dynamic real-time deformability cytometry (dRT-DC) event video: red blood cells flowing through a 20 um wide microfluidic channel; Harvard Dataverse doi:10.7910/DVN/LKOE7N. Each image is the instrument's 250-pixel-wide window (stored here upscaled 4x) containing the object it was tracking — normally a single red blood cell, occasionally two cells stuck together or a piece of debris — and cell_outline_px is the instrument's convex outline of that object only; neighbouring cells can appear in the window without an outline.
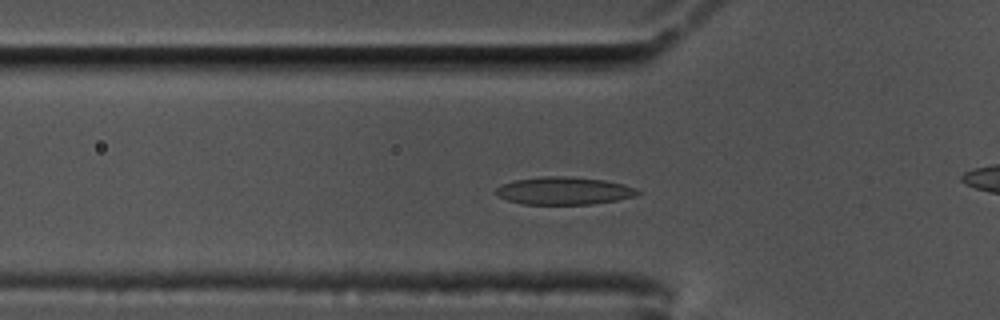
{"species": "common noctule bat (a hibernating species)", "species_latin": "Nyctalus noctula", "temperature_condition": "cold", "stored_images_in_passage": 57, "camera_frame_rate_fps": 3000, "um_per_image_px": 0.085, "animal": {"sex": "male", "body_mass_g": 17.5, "forearm_length_mm": 52.3}, "frame": {"image": 1, "passage_image": 17, "time_ms": 5.333, "image_size_px": [1000, 320], "cell_outline_px": [[640, 192], [636, 196], [616, 200], [592, 204], [520, 204], [508, 200], [492, 192], [500, 184], [516, 180], [544, 176], [560, 176], [604, 180], [624, 184], [636, 188]], "centroid_in_image_um": [47.91, 16.22], "position_along_channel_um": 77.9, "area_um2": 22.77}}
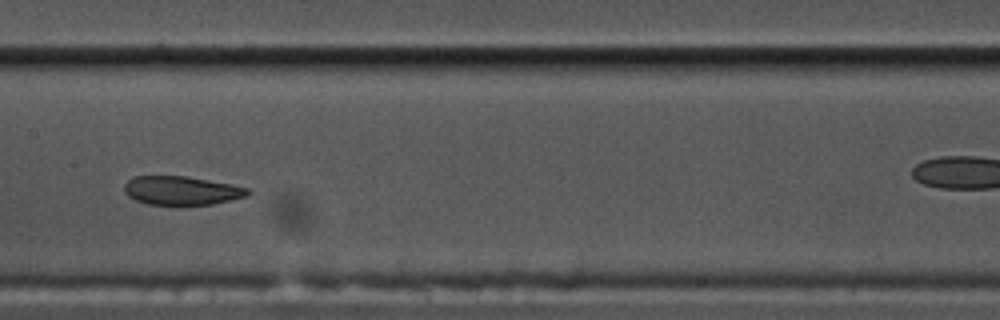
{"frame": {"image": 2, "passage_image": 27, "time_ms": 8.667, "image_size_px": [1000, 320], "cell_outline_px": [[252, 192], [248, 196], [212, 204], [176, 208], [148, 204], [136, 200], [128, 196], [124, 192], [124, 184], [132, 176], [188, 176], [232, 184], [248, 188]], "centroid_in_image_um": [15.43, 16.23], "position_along_channel_um": 192.0, "area_um2": 21.62}}
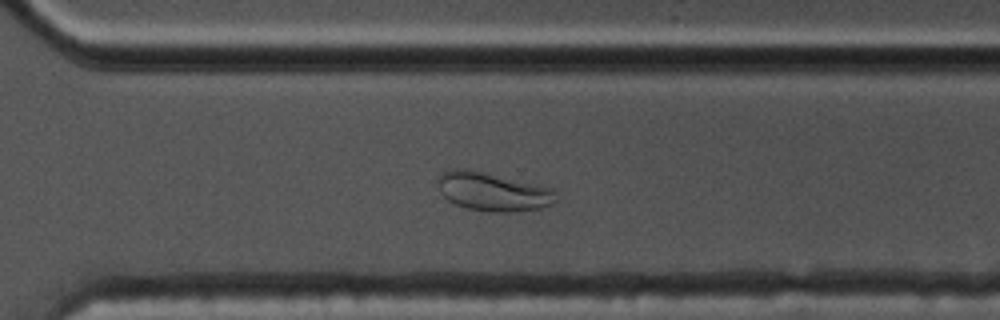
{"frame": {"image": 3, "passage_image": 39, "time_ms": 12.667, "image_size_px": [1000, 320], "cell_outline_px": [[556, 200], [552, 204], [540, 208], [516, 212], [492, 212], [468, 208], [456, 204], [448, 200], [440, 192], [436, 184], [436, 180], [444, 172], [452, 168], [468, 168], [552, 188]], "centroid_in_image_um": [41.85, 16.28], "position_along_channel_um": 328.8, "area_um2": 26.53}, "authors_computed_cell_mechanics": {"area_um2": 22.3686, "velocity_mm_per_s": 3.4236, "shape_relaxation_time_tau1_ms": null, "shape_relaxation_time_tau2_ms": 1.4261, "deformation_change_tau1": null, "deformation_change_tau2": 0.0559}}